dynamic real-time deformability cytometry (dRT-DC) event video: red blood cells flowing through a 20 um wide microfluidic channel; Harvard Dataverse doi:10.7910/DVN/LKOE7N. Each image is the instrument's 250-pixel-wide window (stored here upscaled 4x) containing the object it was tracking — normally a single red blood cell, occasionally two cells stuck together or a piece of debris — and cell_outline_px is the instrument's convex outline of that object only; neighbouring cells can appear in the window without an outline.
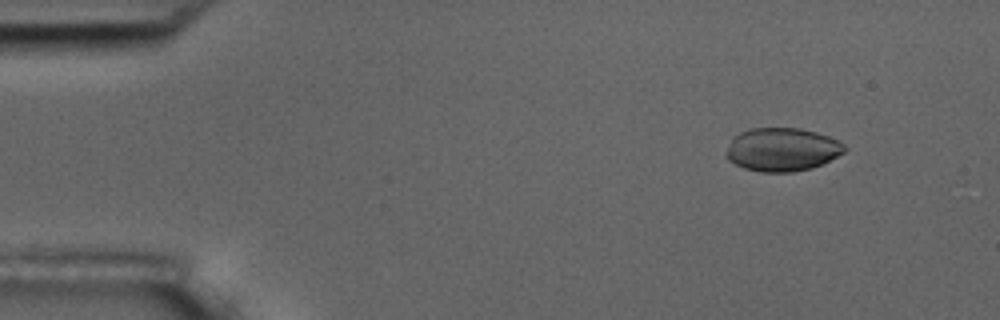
{"species": "common noctule bat (a hibernating species)", "species_latin": "Nyctalus noctula", "temperature_condition": "room temperature", "stored_images_in_passage": 5, "camera_frame_rate_fps": 3000, "um_per_image_px": 0.085, "animal": {"sex": "male", "body_mass_g": 17.5, "forearm_length_mm": 52.3}, "frame": {"image": 1, "passage_image": 2, "time_ms": 1.333, "image_size_px": [1000, 320], "cell_outline_px": [[848, 148], [844, 152], [824, 164], [812, 168], [792, 172], [760, 172], [744, 168], [728, 160], [724, 156], [724, 152], [732, 136], [740, 132], [752, 128], [800, 128], [816, 132], [840, 140]], "centroid_in_image_um": [66.47, 12.71], "position_along_channel_um": 18.5, "area_um2": 30.4}}